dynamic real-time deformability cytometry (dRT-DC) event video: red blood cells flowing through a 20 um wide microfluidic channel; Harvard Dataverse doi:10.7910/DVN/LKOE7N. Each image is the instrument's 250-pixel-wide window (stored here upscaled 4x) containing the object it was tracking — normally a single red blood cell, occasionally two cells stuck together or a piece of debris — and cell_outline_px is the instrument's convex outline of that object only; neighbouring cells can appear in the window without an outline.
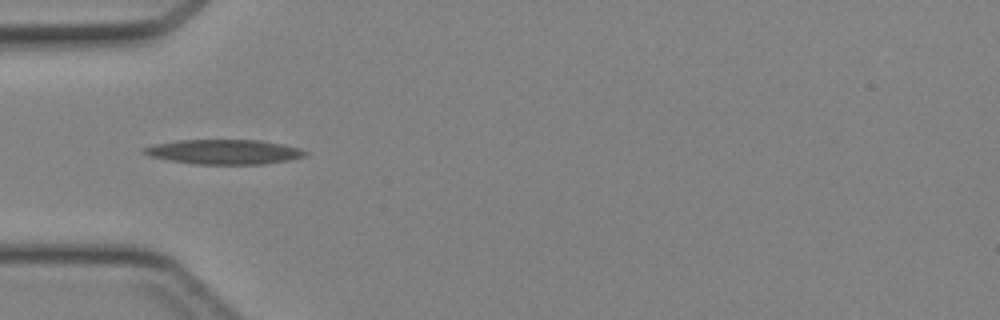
{"species": "Egyptian fruit bat (a non-hibernating species)", "species_latin": "Rousettus aegyptiacus", "temperature_condition": "cold", "stored_images_in_passage": 14, "camera_frame_rate_fps": 3000, "um_per_image_px": 0.085, "animal": {"sex": "female"}, "frame": {"image": 1, "passage_image": 1, "time_ms": 0.0, "image_size_px": [1000, 320], "cell_outline_px": [[308, 152], [304, 156], [288, 160], [264, 164], [196, 164], [168, 160], [148, 156], [140, 152], [144, 148], [152, 144], [176, 140], [260, 140], [284, 144], [300, 148]], "centroid_in_image_um": [19.0, 12.9], "position_along_channel_um": 66.0, "area_um2": 23.35}}
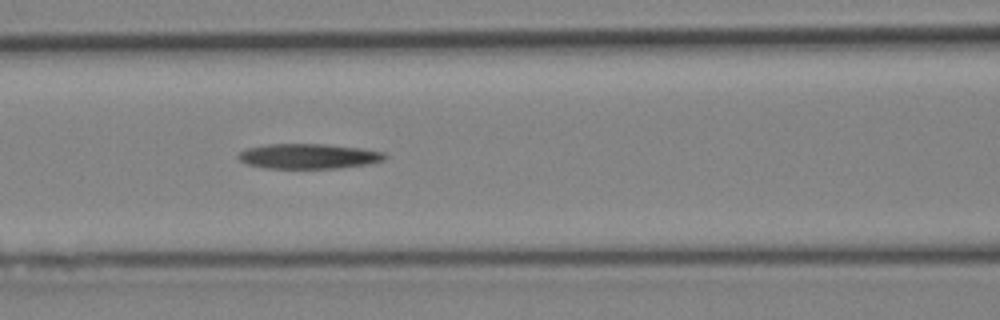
{"frame": {"image": 2, "passage_image": 6, "time_ms": 1.667, "image_size_px": [1000, 320], "cell_outline_px": [[388, 156], [384, 160], [368, 164], [340, 168], [268, 168], [248, 164], [240, 160], [236, 156], [240, 152], [248, 148], [268, 144], [324, 144], [364, 148], [384, 152]], "centroid_in_image_um": [26.28, 13.27], "position_along_channel_um": 140.3, "area_um2": 21.39}}
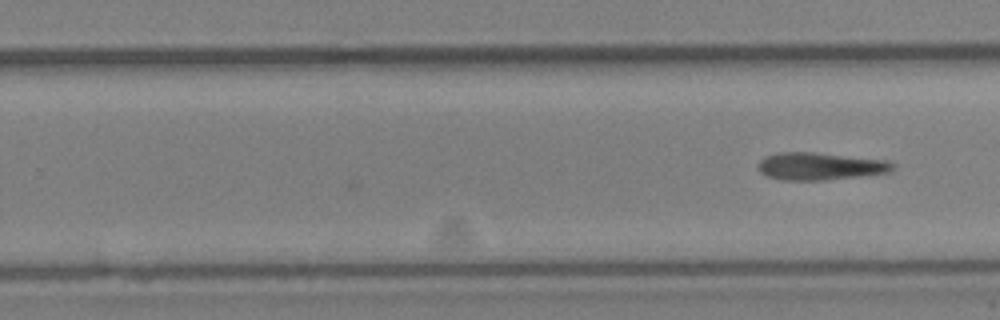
{"frame": {"image": 3, "passage_image": 14, "time_ms": 4.333, "image_size_px": [1000, 320], "cell_outline_px": [[896, 168], [892, 172], [860, 176], [824, 180], [784, 180], [768, 176], [760, 172], [756, 168], [756, 164], [764, 156], [780, 152], [812, 152], [884, 160], [896, 164]], "centroid_in_image_um": [69.69, 14.13], "position_along_channel_um": 260.1, "area_um2": 21.62}}